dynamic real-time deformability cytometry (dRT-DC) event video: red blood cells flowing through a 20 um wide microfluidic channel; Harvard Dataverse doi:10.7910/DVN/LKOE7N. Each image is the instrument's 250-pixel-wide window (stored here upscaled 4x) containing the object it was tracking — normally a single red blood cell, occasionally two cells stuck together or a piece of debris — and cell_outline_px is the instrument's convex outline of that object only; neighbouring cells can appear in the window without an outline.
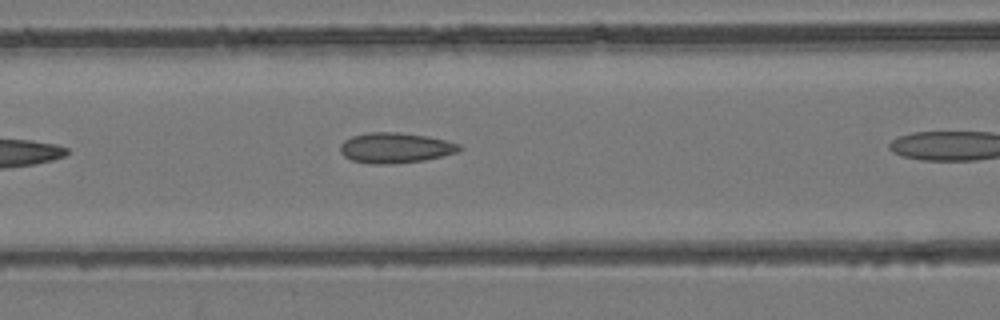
{"species": "common noctule bat (a hibernating species)", "species_latin": "Nyctalus noctula", "temperature_condition": "room temperature", "stored_images_in_passage": 15, "camera_frame_rate_fps": 3000, "um_per_image_px": 0.085, "animal": {"sex": "female", "body_mass_g": 24.6, "forearm_length_mm": 56.2}, "frame": {"image": 1, "passage_image": 5, "time_ms": 1.333, "image_size_px": [1000, 320], "cell_outline_px": [[464, 148], [456, 152], [424, 160], [388, 164], [372, 164], [352, 160], [344, 156], [340, 152], [340, 144], [344, 140], [352, 136], [368, 132], [396, 132], [428, 136], [448, 140], [460, 144]], "centroid_in_image_um": [33.6, 12.55], "position_along_channel_um": 133.0, "area_um2": 21.1}}